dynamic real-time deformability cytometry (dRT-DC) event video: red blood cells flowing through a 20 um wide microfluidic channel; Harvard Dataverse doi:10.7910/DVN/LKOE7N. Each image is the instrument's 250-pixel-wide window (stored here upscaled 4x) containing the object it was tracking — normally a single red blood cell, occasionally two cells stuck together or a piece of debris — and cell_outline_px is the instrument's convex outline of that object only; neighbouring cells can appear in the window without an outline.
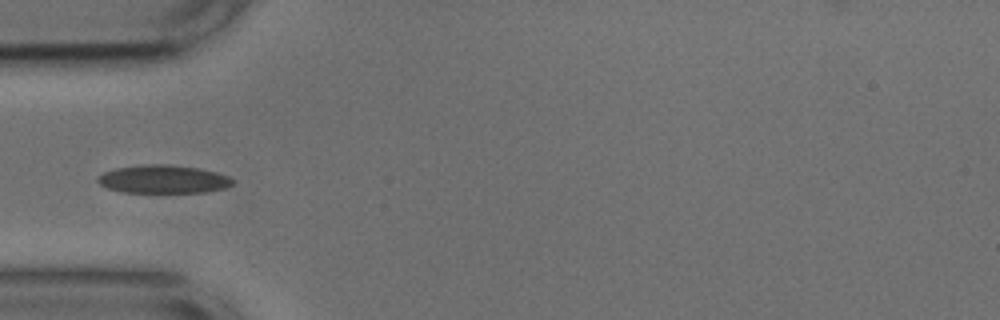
{"species": "common noctule bat (a hibernating species)", "species_latin": "Nyctalus noctula", "temperature_condition": "cold", "stored_images_in_passage": 38, "camera_frame_rate_fps": 3000, "um_per_image_px": 0.085, "animal": {"sex": "male", "body_mass_g": 17.9, "forearm_length_mm": 54.2}, "frame": {"image": 1, "passage_image": 1, "time_ms": 0.0, "image_size_px": [1000, 320], "cell_outline_px": [[236, 184], [224, 188], [204, 192], [120, 192], [108, 188], [100, 184], [96, 180], [96, 176], [104, 172], [116, 168], [144, 164], [168, 164], [200, 168], [216, 172], [228, 176], [236, 180]], "centroid_in_image_um": [13.9, 15.22], "position_along_channel_um": 71.1, "area_um2": 22.37}}
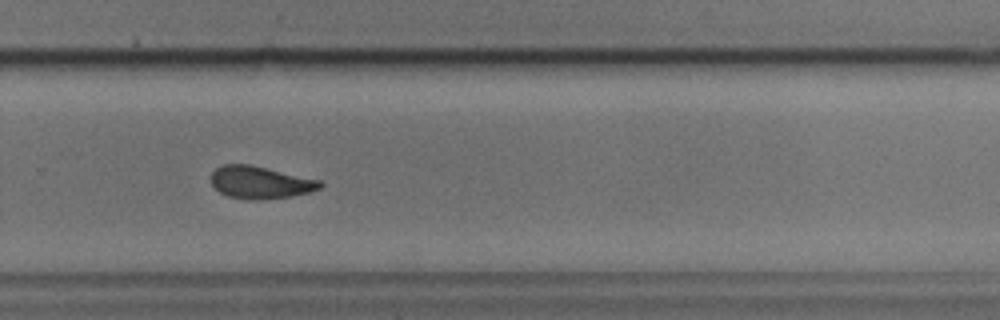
{"frame": {"image": 2, "passage_image": 20, "time_ms": 6.333, "image_size_px": [1000, 320], "cell_outline_px": [[324, 184], [320, 188], [308, 192], [292, 196], [260, 200], [248, 200], [228, 196], [220, 192], [212, 184], [212, 172], [220, 164], [252, 164], [320, 180]], "centroid_in_image_um": [22.12, 15.5], "position_along_channel_um": 307.7, "area_um2": 20.69}}
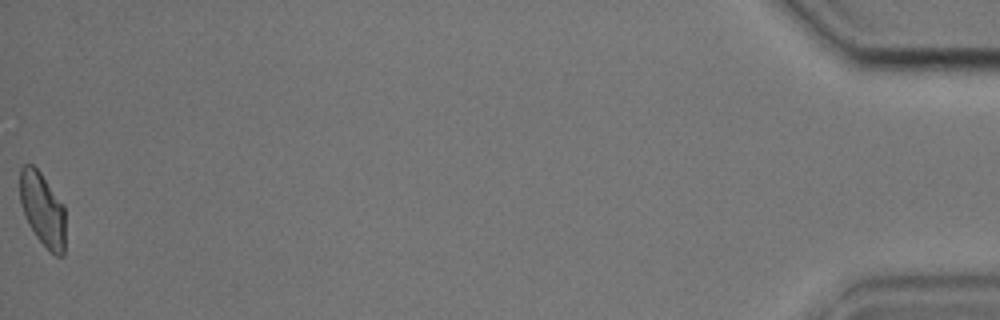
{"frame": {"image": 3, "passage_image": 38, "time_ms": 12.333, "image_size_px": [1000, 320], "cell_outline_px": [[64, 256], [56, 256], [36, 236], [28, 224], [24, 216], [20, 204], [20, 168], [24, 164], [32, 164], [40, 172], [64, 204]], "centroid_in_image_um": [3.6, 17.77], "position_along_channel_um": 431.6, "area_um2": 19.48}, "authors_computed_cell_mechanics": {"area_um2": 20.7791, "velocity_mm_per_s": 3.7266, "shape_relaxation_time_tau1_ms": 4.949, "shape_relaxation_time_tau2_ms": 2.8148, "deformation_change_tau1": 0.1209, "deformation_change_tau2": 0.0764}}